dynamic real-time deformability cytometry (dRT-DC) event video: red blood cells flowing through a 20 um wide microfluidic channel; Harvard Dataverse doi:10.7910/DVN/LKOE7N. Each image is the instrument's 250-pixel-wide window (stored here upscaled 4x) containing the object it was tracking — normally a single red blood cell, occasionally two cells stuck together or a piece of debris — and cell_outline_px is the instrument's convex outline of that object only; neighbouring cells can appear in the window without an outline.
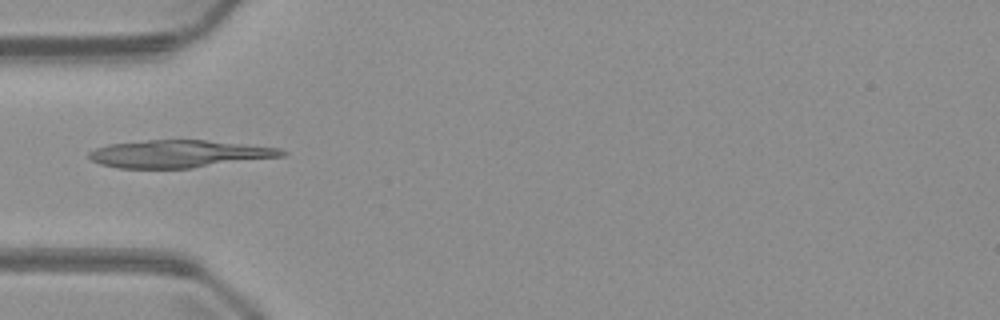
{"species": "common noctule bat (a hibernating species)", "species_latin": "Nyctalus noctula", "temperature_condition": "warm", "stored_images_in_passage": 6, "camera_frame_rate_fps": 3000, "um_per_image_px": 0.085, "animal": {"sex": "male", "body_mass_g": 23.1, "forearm_length_mm": 52.7}, "frame": {"image": 1, "passage_image": 5, "time_ms": 4.667, "image_size_px": [1000, 320], "cell_outline_px": [[288, 152], [284, 156], [192, 168], [120, 168], [100, 164], [92, 160], [88, 156], [88, 152], [96, 148], [108, 144], [148, 140], [204, 140], [280, 148]], "centroid_in_image_um": [15.21, 13.08], "position_along_channel_um": 69.8, "area_um2": 30.69}}
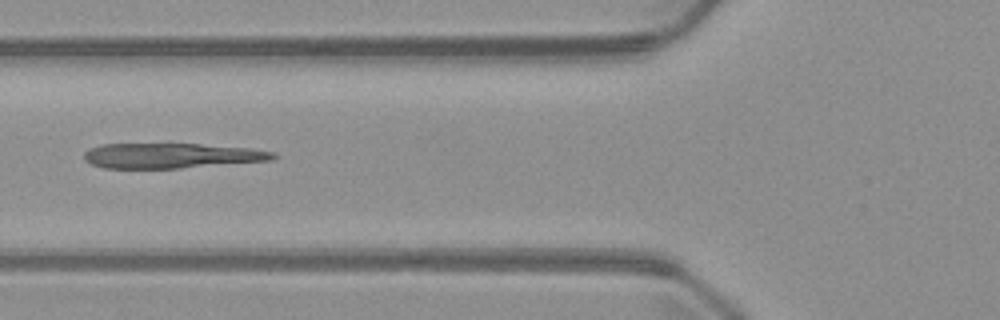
{"frame": {"image": 2, "passage_image": 6, "time_ms": 5.667, "image_size_px": [1000, 320], "cell_outline_px": [[280, 156], [272, 160], [180, 168], [104, 168], [92, 164], [84, 160], [84, 152], [88, 148], [100, 144], [200, 144], [248, 148], [276, 152]], "centroid_in_image_um": [14.57, 13.23], "position_along_channel_um": 111.2, "area_um2": 27.69}}